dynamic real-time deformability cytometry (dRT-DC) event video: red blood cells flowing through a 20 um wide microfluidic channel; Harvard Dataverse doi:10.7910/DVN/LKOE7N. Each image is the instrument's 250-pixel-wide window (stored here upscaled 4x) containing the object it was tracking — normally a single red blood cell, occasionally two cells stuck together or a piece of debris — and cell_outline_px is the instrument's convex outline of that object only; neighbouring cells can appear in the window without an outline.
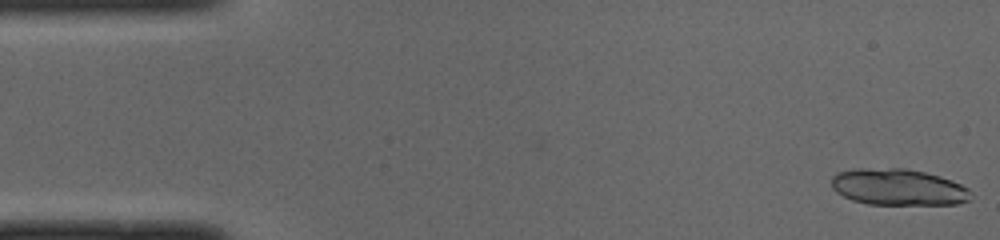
{"species": "common noctule bat (a hibernating species)", "species_latin": "Nyctalus noctula", "temperature_condition": "cold", "stored_images_in_passage": 20, "camera_frame_rate_fps": 3000, "um_per_image_px": 0.085, "animal": {"sex": "male", "body_mass_g": 19.0, "forearm_length_mm": 50.8}, "frame": {"image": 1, "passage_image": 1, "time_ms": 0.0, "image_size_px": [1000, 240], "cell_outline_px": [[968, 200], [956, 204], [868, 204], [852, 200], [836, 192], [832, 188], [832, 176], [836, 172], [852, 168], [908, 168], [940, 176], [952, 180], [968, 188]], "centroid_in_image_um": [76.28, 15.89], "position_along_channel_um": 8.7, "area_um2": 29.59}}